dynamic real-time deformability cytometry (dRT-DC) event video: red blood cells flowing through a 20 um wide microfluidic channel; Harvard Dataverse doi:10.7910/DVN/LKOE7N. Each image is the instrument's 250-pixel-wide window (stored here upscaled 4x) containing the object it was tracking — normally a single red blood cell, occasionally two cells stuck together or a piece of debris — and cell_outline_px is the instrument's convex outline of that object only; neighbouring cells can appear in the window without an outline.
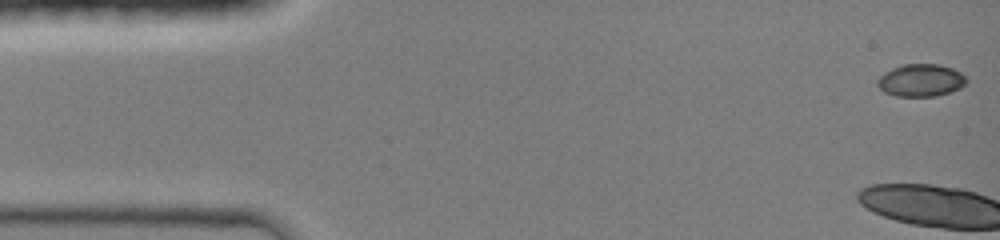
{"species": "common noctule bat (a hibernating species)", "species_latin": "Nyctalus noctula", "temperature_condition": "room temperature", "stored_images_in_passage": 42, "camera_frame_rate_fps": 3000, "um_per_image_px": 0.085, "animal": {"sex": "female", "body_mass_g": 19.0, "forearm_length_mm": 51.5}, "frame": {"image": 1, "passage_image": 1, "time_ms": 0.0, "image_size_px": [1000, 240], "cell_outline_px": [[968, 80], [960, 88], [952, 92], [936, 96], [896, 96], [884, 92], [876, 84], [876, 80], [884, 72], [900, 64], [940, 64], [952, 68], [960, 72]], "centroid_in_image_um": [78.26, 6.82], "position_along_channel_um": 6.7, "area_um2": 16.99}}